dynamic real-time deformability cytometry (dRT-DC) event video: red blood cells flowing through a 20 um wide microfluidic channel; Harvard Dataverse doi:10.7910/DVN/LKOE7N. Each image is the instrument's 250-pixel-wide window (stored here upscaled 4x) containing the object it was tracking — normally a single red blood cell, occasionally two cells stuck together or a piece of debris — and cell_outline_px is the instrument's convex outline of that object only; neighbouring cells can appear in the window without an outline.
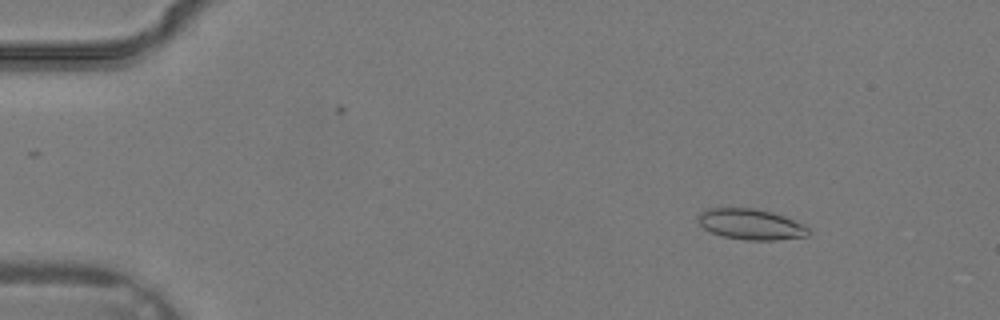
{"species": "common noctule bat (a hibernating species)", "species_latin": "Nyctalus noctula", "temperature_condition": "warm", "stored_images_in_passage": 34, "camera_frame_rate_fps": 3000, "um_per_image_px": 0.085, "animal": {"sex": "male", "body_mass_g": 19.2, "forearm_length_mm": 51.8}, "frame": {"image": 1, "passage_image": 4, "time_ms": 1.0, "image_size_px": [1000, 320], "cell_outline_px": [[808, 236], [776, 240], [744, 240], [720, 236], [704, 228], [700, 224], [700, 212], [704, 208], [756, 208], [772, 212], [784, 216], [808, 228]], "centroid_in_image_um": [63.79, 19.06], "position_along_channel_um": 21.2, "area_um2": 19.59}}
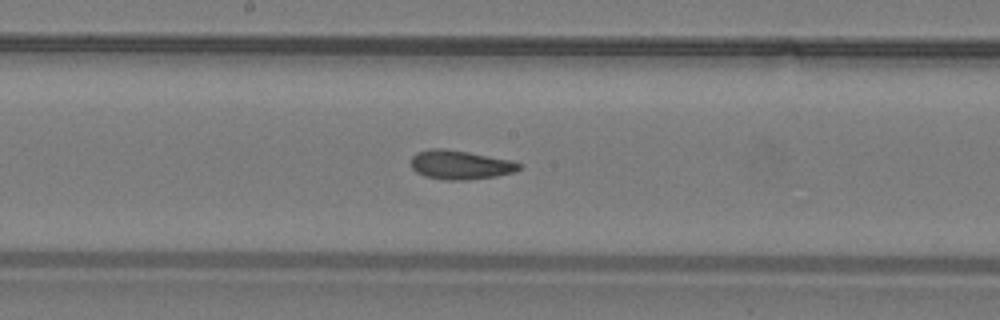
{"frame": {"image": 2, "passage_image": 19, "time_ms": 6.0, "image_size_px": [1000, 320], "cell_outline_px": [[524, 168], [516, 172], [496, 176], [464, 180], [444, 180], [424, 176], [416, 172], [412, 168], [412, 156], [416, 152], [428, 148], [444, 148], [468, 152], [512, 160], [524, 164]], "centroid_in_image_um": [39.16, 14.01], "position_along_channel_um": 209.0, "area_um2": 18.61}}
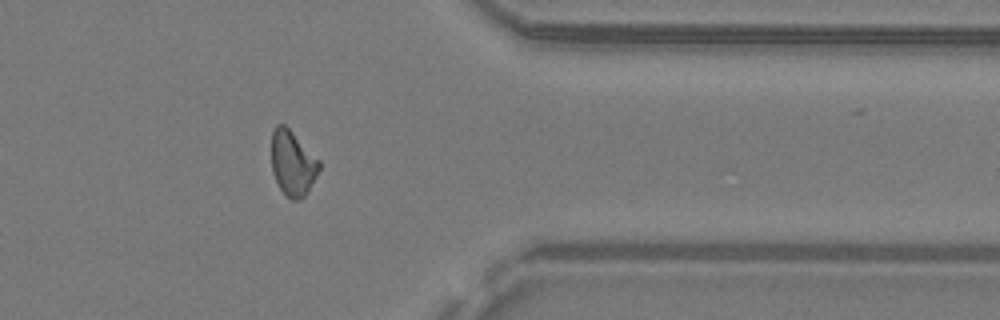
{"frame": {"image": 3, "passage_image": 29, "time_ms": 9.333, "image_size_px": [1000, 320], "cell_outline_px": [[320, 168], [308, 192], [300, 200], [292, 200], [280, 188], [272, 172], [272, 132], [276, 124], [284, 124], [320, 160]], "centroid_in_image_um": [24.88, 13.87], "position_along_channel_um": 386.5, "area_um2": 17.92}}